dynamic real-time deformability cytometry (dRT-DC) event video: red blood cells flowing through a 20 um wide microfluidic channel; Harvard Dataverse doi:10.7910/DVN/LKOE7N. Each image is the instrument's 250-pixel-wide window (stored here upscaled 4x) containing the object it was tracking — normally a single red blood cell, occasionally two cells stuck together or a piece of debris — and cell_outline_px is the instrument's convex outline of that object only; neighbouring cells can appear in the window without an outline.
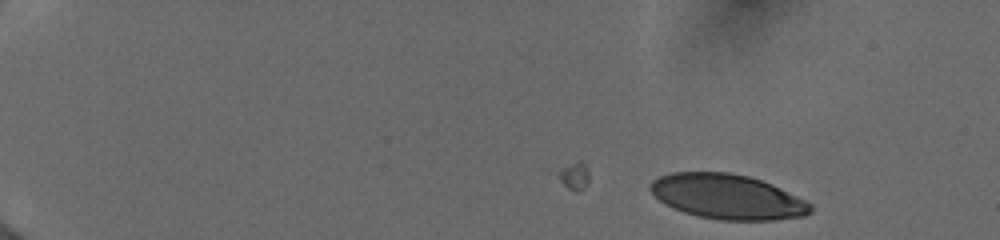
{"species": "human", "species_latin": "Homo sapiens", "temperature_condition": "cold", "stored_images_in_passage": 43, "camera_frame_rate_fps": 3000, "um_per_image_px": 0.085, "donor": {"sex": "female"}, "frame": {"image": 1, "passage_image": 1, "time_ms": 0.0, "image_size_px": [1000, 240], "cell_outline_px": [[812, 212], [804, 216], [772, 220], [720, 220], [696, 216], [672, 208], [664, 204], [648, 188], [648, 184], [652, 180], [660, 176], [672, 172], [728, 172], [748, 176], [772, 184], [812, 204]], "centroid_in_image_um": [61.8, 16.72], "position_along_channel_um": 23.2, "area_um2": 41.91}}
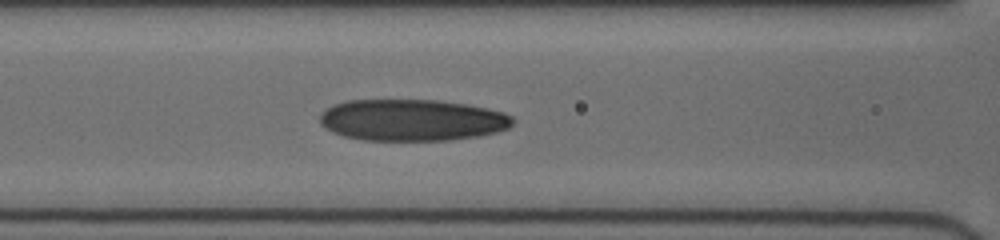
{"frame": {"image": 2, "passage_image": 19, "time_ms": 6.333, "image_size_px": [1000, 240], "cell_outline_px": [[512, 124], [508, 128], [496, 132], [480, 136], [448, 140], [364, 140], [344, 136], [332, 132], [324, 128], [320, 124], [320, 112], [336, 104], [348, 100], [436, 100], [464, 104], [504, 112], [512, 116]], "centroid_in_image_um": [35.0, 10.21], "position_along_channel_um": 131.6, "area_um2": 46.64}}
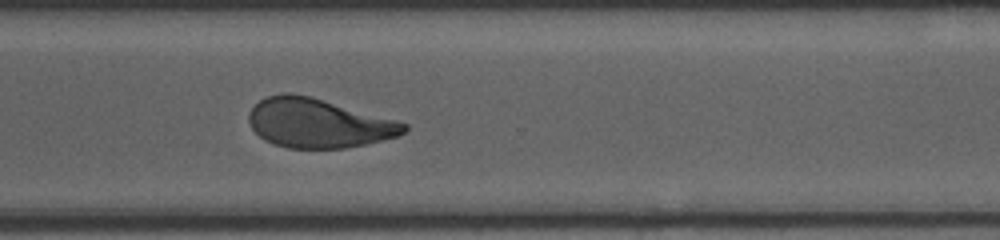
{"frame": {"image": 3, "passage_image": 35, "time_ms": 11.667, "image_size_px": [1000, 240], "cell_outline_px": [[408, 128], [404, 132], [396, 136], [364, 144], [344, 148], [288, 148], [264, 140], [252, 128], [248, 120], [248, 112], [260, 100], [268, 96], [280, 92], [292, 92], [312, 96], [396, 120], [408, 124]], "centroid_in_image_um": [27.02, 10.44], "position_along_channel_um": 343.6, "area_um2": 44.33}, "authors_computed_cell_mechanics": {"area_um2": 44.8528, "velocity_mm_per_s": 3.9903, "shape_relaxation_time_tau1_ms": 7.0063, "shape_relaxation_time_tau2_ms": 1.6665, "deformation_change_tau1": 0.2211, "deformation_change_tau2": 0.083}}